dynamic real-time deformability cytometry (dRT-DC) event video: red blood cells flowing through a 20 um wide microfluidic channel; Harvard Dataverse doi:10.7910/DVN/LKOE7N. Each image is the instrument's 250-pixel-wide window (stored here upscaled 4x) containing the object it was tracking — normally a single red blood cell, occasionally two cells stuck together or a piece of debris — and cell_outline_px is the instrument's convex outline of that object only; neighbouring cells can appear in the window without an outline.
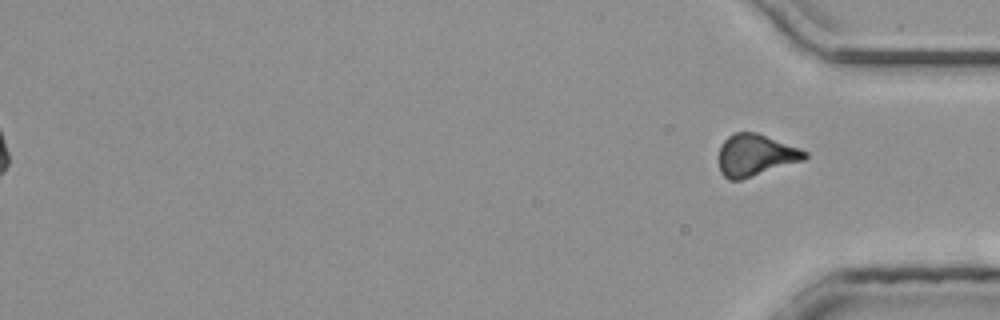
{"species": "common noctule bat (a hibernating species)", "species_latin": "Nyctalus noctula", "temperature_condition": "room temperature", "stored_images_in_passage": 43, "segment_of_instrument_passage": [2, 2], "camera_frame_rate_fps": 3000, "um_per_image_px": 0.085, "animal": {"sex": "male", "body_mass_g": 20.4}, "frame": {"image": 1, "passage_image": 43, "time_ms": 14.0, "image_size_px": [1000, 320], "cell_outline_px": [[808, 156], [804, 160], [740, 180], [728, 180], [720, 172], [720, 148], [724, 140], [728, 136], [736, 132], [756, 132], [800, 148], [808, 152]], "centroid_in_image_um": [64.23, 13.19], "position_along_channel_um": 371.0, "area_um2": 20.81}}